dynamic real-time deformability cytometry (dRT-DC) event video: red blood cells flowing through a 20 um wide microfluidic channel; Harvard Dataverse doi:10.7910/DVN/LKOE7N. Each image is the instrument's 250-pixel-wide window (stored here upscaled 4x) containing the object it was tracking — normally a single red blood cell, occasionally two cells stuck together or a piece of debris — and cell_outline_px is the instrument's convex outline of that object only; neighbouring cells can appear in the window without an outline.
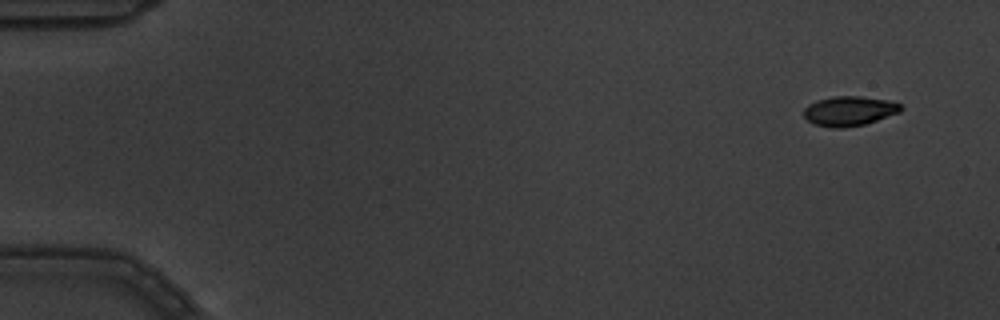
{"species": "common noctule bat (a hibernating species)", "species_latin": "Nyctalus noctula", "temperature_condition": "warm", "stored_images_in_passage": 5, "camera_frame_rate_fps": 3000, "um_per_image_px": 0.085, "animal": {"sex": "male", "body_mass_g": 19.5, "forearm_length_mm": 54.6}, "frame": {"image": 1, "passage_image": 1, "time_ms": 0.0, "image_size_px": [1000, 320], "cell_outline_px": [[904, 108], [900, 112], [864, 124], [844, 128], [832, 128], [816, 124], [808, 120], [804, 116], [804, 108], [808, 104], [816, 100], [832, 96], [860, 96], [888, 100], [900, 104]], "centroid_in_image_um": [72.18, 9.42], "position_along_channel_um": 12.8, "area_um2": 16.76}}